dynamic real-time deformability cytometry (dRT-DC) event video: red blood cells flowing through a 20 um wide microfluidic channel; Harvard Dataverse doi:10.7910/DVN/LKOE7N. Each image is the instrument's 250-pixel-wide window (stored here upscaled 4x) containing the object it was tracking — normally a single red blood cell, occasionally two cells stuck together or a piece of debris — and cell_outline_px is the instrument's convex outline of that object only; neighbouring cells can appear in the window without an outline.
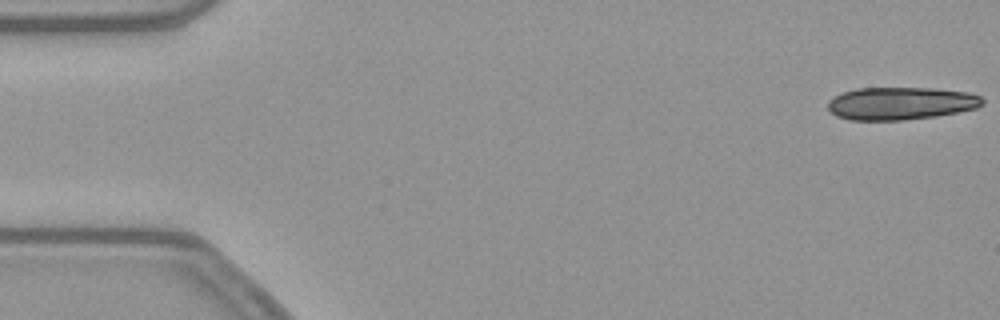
{"species": "common noctule bat (a hibernating species)", "species_latin": "Nyctalus noctula", "temperature_condition": "warm", "stored_images_in_passage": 18, "camera_frame_rate_fps": 3000, "um_per_image_px": 0.085, "animal": {"sex": "female", "body_mass_g": 21.9}, "frame": {"image": 1, "passage_image": 1, "time_ms": 0.0, "image_size_px": [1000, 320], "cell_outline_px": [[984, 104], [976, 108], [936, 116], [904, 120], [848, 120], [836, 116], [828, 108], [828, 100], [832, 96], [840, 92], [856, 88], [932, 88], [968, 92], [980, 96], [984, 100]], "centroid_in_image_um": [76.52, 8.78], "position_along_channel_um": 8.5, "area_um2": 29.65}}